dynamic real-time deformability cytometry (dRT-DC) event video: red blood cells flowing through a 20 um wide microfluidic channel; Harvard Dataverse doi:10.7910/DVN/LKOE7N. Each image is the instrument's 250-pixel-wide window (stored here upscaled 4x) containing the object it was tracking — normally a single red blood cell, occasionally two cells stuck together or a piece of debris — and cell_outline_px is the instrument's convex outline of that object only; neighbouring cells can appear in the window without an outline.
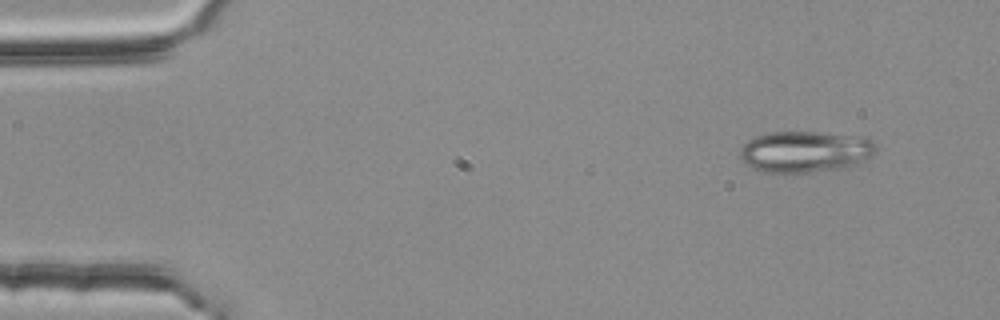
{"species": "common noctule bat (a hibernating species)", "species_latin": "Nyctalus noctula", "temperature_condition": "room temperature", "stored_images_in_passage": 3, "camera_frame_rate_fps": 3000, "um_per_image_px": 0.085, "animal": {"sex": "female", "body_mass_g": 25.1}, "frame": {"image": 1, "passage_image": 1, "time_ms": 0.0, "image_size_px": [1000, 320], "cell_outline_px": [[876, 152], [856, 164], [848, 168], [812, 172], [760, 172], [748, 168], [740, 160], [740, 148], [748, 140], [756, 136], [768, 132], [816, 132], [848, 136], [872, 140], [876, 144]], "centroid_in_image_um": [68.35, 12.91], "position_along_channel_um": 16.6, "area_um2": 32.77}}